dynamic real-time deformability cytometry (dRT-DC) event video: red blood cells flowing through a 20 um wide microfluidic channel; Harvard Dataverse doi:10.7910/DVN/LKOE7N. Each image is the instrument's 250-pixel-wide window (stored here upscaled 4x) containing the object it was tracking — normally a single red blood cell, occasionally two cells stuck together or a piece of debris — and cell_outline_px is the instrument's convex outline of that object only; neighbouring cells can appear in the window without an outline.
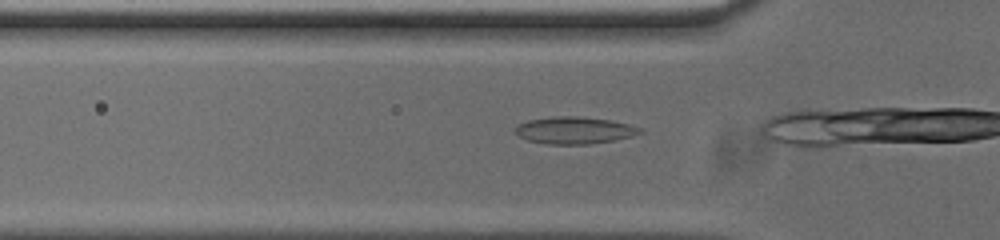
{"species": "common noctule bat (a hibernating species)", "species_latin": "Nyctalus noctula", "temperature_condition": "cold", "stored_images_in_passage": 20, "camera_frame_rate_fps": 3000, "um_per_image_px": 0.085, "animal": {"sex": "male", "body_mass_g": 20.0, "forearm_length_mm": 53.3}, "frame": {"image": 1, "passage_image": 12, "time_ms": 3.667, "image_size_px": [1000, 240], "cell_outline_px": [[644, 132], [632, 136], [612, 140], [588, 144], [548, 144], [528, 140], [520, 136], [516, 132], [516, 128], [520, 124], [528, 120], [552, 116], [580, 116], [608, 120], [628, 124], [640, 128]], "centroid_in_image_um": [48.83, 11.07], "position_along_channel_um": 77.0, "area_um2": 19.36}}
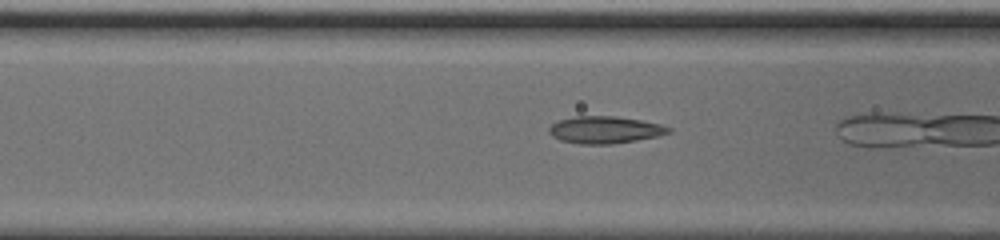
{"frame": {"image": 2, "passage_image": 15, "time_ms": 4.667, "image_size_px": [1000, 240], "cell_outline_px": [[672, 132], [656, 136], [636, 140], [612, 144], [580, 144], [560, 140], [552, 136], [548, 132], [548, 128], [552, 124], [560, 120], [576, 116], [616, 116], [640, 120], [660, 124], [672, 128]], "centroid_in_image_um": [51.41, 11.04], "position_along_channel_um": 115.2, "area_um2": 18.84}}